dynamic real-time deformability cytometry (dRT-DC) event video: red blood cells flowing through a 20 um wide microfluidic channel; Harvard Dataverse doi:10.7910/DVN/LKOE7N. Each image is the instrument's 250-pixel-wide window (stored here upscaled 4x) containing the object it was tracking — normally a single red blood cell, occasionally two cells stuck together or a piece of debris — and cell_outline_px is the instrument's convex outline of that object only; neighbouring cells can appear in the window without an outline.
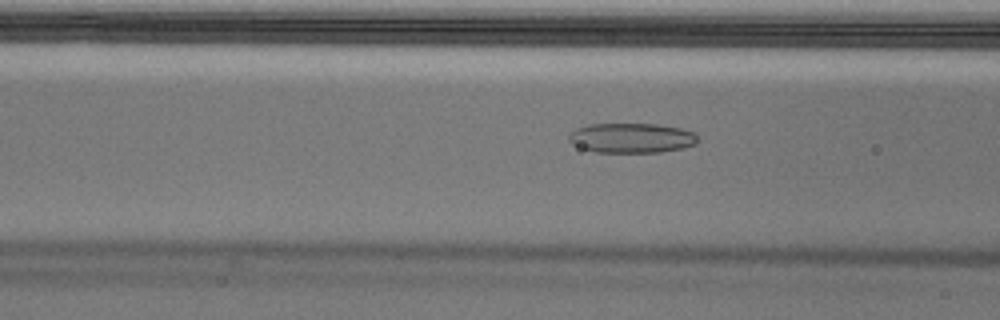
{"species": "Egyptian fruit bat (a non-hibernating species)", "species_latin": "Rousettus aegyptiacus", "temperature_condition": "cold", "stored_images_in_passage": 53, "camera_frame_rate_fps": 3000, "um_per_image_px": 0.085, "animal": {"sex": "male"}, "frame": {"image": 1, "passage_image": 20, "time_ms": 6.333, "image_size_px": [1000, 320], "cell_outline_px": [[696, 144], [684, 148], [660, 152], [596, 152], [580, 148], [572, 144], [568, 140], [568, 132], [576, 128], [588, 124], [656, 124], [680, 128], [696, 132]], "centroid_in_image_um": [53.64, 11.72], "position_along_channel_um": 113.0, "area_um2": 22.6}}
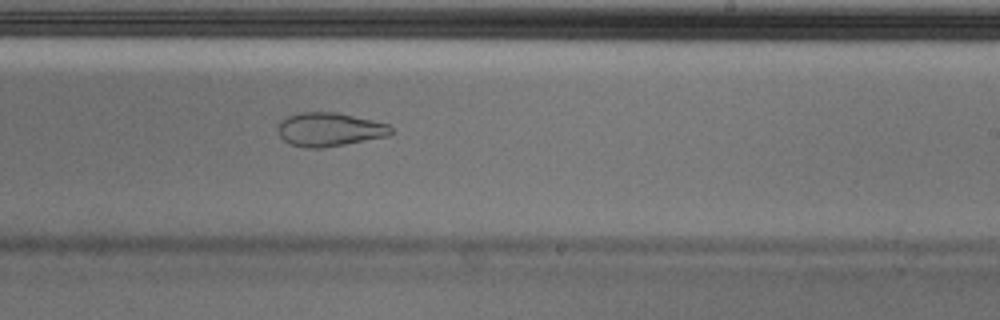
{"frame": {"image": 2, "passage_image": 32, "time_ms": 10.333, "image_size_px": [1000, 320], "cell_outline_px": [[392, 132], [388, 136], [324, 148], [308, 148], [292, 144], [284, 140], [280, 136], [276, 128], [276, 124], [284, 116], [296, 112], [336, 112], [372, 120], [388, 124], [392, 128]], "centroid_in_image_um": [27.94, 10.99], "position_along_channel_um": 261.1, "area_um2": 22.43}}
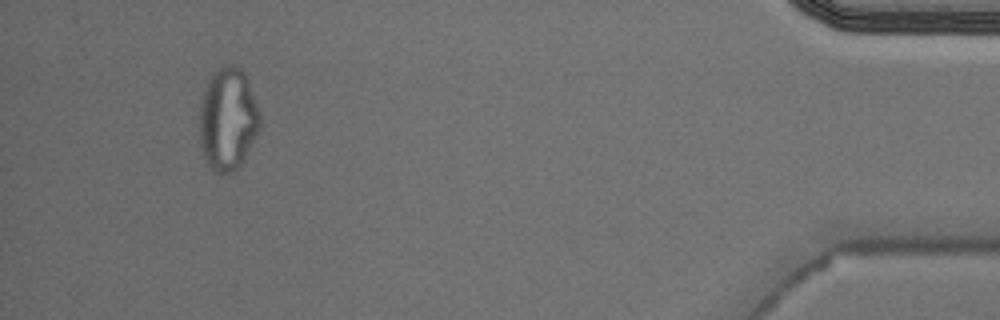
{"frame": {"image": 3, "passage_image": 50, "time_ms": 16.333, "image_size_px": [1000, 320], "cell_outline_px": [[260, 128], [240, 168], [232, 172], [216, 172], [208, 164], [204, 156], [200, 144], [200, 100], [204, 88], [212, 72], [224, 64], [232, 64], [240, 68], [244, 72], [248, 80], [260, 112]], "centroid_in_image_um": [19.37, 10.1], "position_along_channel_um": 415.8, "area_um2": 36.47}, "authors_computed_cell_mechanics": {"area_um2": 25.2586, "velocity_mm_per_s": 3.6996, "shape_relaxation_time_tau1_ms": null, "shape_relaxation_time_tau2_ms": 2.3515, "deformation_change_tau1": null, "deformation_change_tau2": 0.082}}